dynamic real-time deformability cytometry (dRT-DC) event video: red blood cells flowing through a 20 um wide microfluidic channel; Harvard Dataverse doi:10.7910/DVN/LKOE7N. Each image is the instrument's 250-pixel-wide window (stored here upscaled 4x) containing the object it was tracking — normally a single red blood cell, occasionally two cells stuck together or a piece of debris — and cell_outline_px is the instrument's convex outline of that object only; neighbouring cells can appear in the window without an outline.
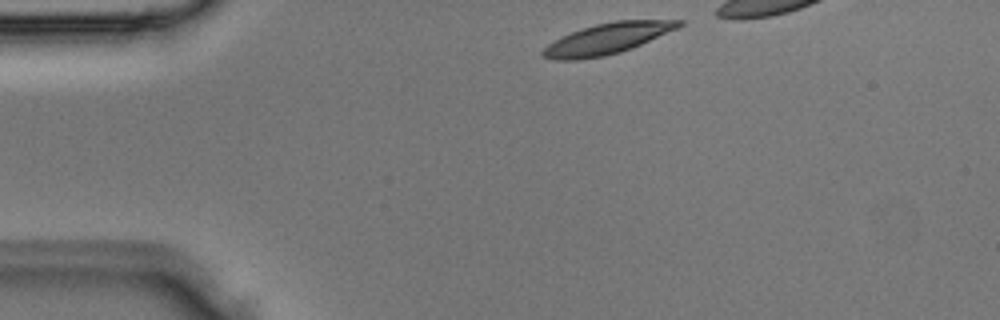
{"species": "Egyptian fruit bat (a non-hibernating species)", "species_latin": "Rousettus aegyptiacus", "temperature_condition": "room temperature", "stored_images_in_passage": 3, "camera_frame_rate_fps": 3000, "um_per_image_px": 0.085, "animal": {"sex": "male"}, "frame": {"image": 1, "passage_image": 1, "time_ms": 0.0, "image_size_px": [1000, 320], "cell_outline_px": [[684, 24], [676, 28], [632, 48], [620, 52], [604, 56], [580, 60], [552, 60], [540, 56], [540, 52], [548, 44], [572, 32], [596, 24], [616, 20], [684, 20]], "centroid_in_image_um": [51.58, 3.3], "position_along_channel_um": 33.4, "area_um2": 24.16}}